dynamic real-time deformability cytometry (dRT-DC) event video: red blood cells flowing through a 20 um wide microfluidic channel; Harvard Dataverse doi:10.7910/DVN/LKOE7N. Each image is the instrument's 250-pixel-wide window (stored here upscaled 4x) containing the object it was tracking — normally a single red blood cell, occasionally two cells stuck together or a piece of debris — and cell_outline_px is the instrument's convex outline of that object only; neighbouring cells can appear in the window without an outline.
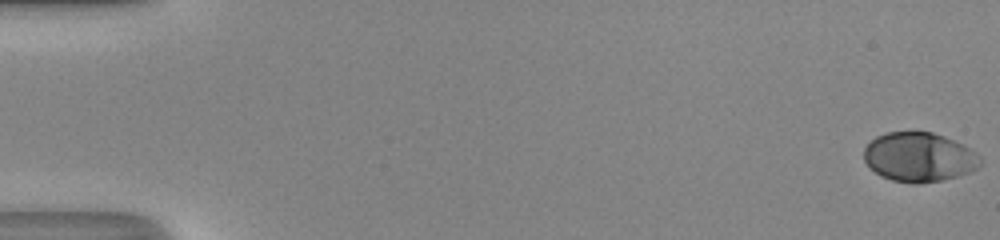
{"species": "human", "species_latin": "Homo sapiens", "temperature_condition": "room temperature", "stored_images_in_passage": 51, "camera_frame_rate_fps": 3000, "um_per_image_px": 0.085, "donor": {"sex": "male"}, "frame": {"image": 1, "passage_image": 1, "time_ms": 0.0, "image_size_px": [1000, 240], "cell_outline_px": [[980, 164], [976, 168], [968, 172], [956, 176], [940, 180], [916, 184], [912, 184], [892, 180], [880, 176], [864, 160], [864, 148], [876, 136], [884, 132], [932, 132], [944, 136], [976, 152], [980, 156]], "centroid_in_image_um": [78.09, 13.35], "position_along_channel_um": 6.9, "area_um2": 33.12}}
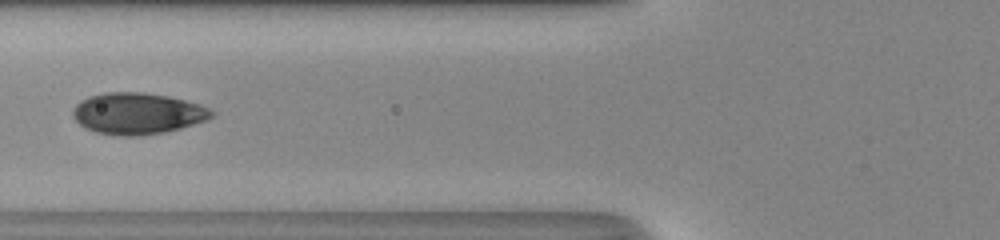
{"frame": {"image": 2, "passage_image": 22, "time_ms": 7.0, "image_size_px": [1000, 240], "cell_outline_px": [[216, 112], [208, 120], [180, 128], [164, 132], [140, 136], [120, 136], [96, 132], [84, 128], [72, 116], [72, 112], [76, 104], [80, 100], [92, 96], [108, 92], [140, 92], [168, 96], [200, 104]], "centroid_in_image_um": [11.69, 9.65], "position_along_channel_um": 114.1, "area_um2": 33.47}}
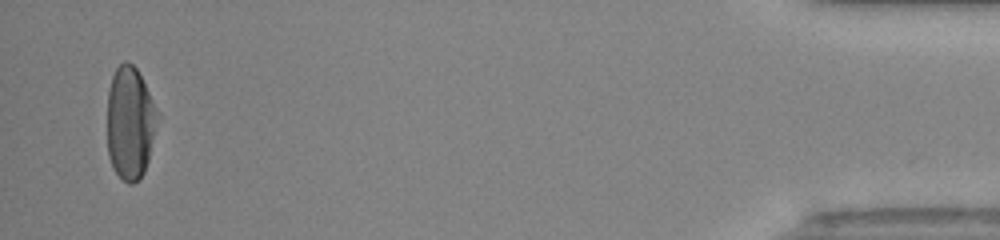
{"frame": {"image": 3, "passage_image": 50, "time_ms": 16.333, "image_size_px": [1000, 240], "cell_outline_px": [[160, 112], [148, 160], [144, 172], [132, 184], [128, 184], [112, 168], [108, 156], [108, 88], [112, 76], [116, 68], [124, 60], [132, 64], [136, 68]], "centroid_in_image_um": [11.06, 10.42], "position_along_channel_um": 424.1, "area_um2": 33.12}, "authors_computed_cell_mechanics": {"area_um2": 33.1772, "velocity_mm_per_s": 4.2059, "shape_relaxation_time_tau1_ms": 2.7502, "shape_relaxation_time_tau2_ms": null, "deformation_change_tau1": 0.1685, "deformation_change_tau2": null}}